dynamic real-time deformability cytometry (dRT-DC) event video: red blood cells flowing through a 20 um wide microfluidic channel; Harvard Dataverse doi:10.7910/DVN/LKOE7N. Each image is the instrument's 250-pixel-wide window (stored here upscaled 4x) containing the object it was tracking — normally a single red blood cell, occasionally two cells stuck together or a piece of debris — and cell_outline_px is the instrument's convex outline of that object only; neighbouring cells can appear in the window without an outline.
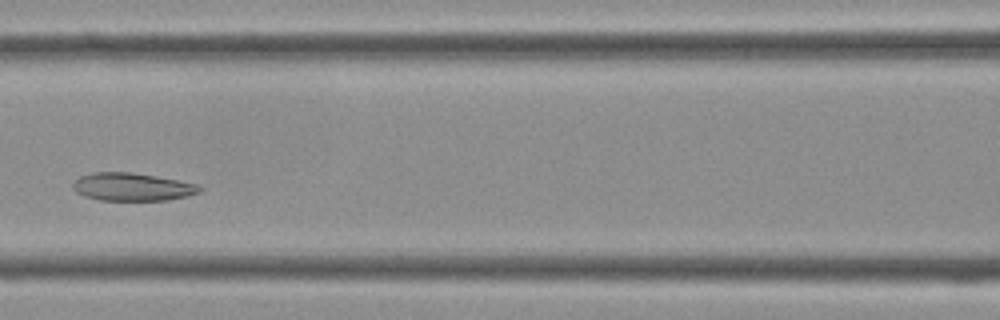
{"species": "Egyptian fruit bat (a non-hibernating species)", "species_latin": "Rousettus aegyptiacus", "temperature_condition": "cold", "stored_images_in_passage": 36, "camera_frame_rate_fps": 3000, "um_per_image_px": 0.085, "frame": {"image": 1, "passage_image": 13, "time_ms": 4.0, "image_size_px": [1000, 320], "cell_outline_px": [[204, 188], [200, 192], [188, 196], [168, 200], [100, 200], [84, 196], [76, 192], [72, 188], [72, 184], [80, 176], [92, 172], [128, 172], [156, 176], [196, 184]], "centroid_in_image_um": [11.23, 15.89], "position_along_channel_um": 155.4, "area_um2": 20.58}}
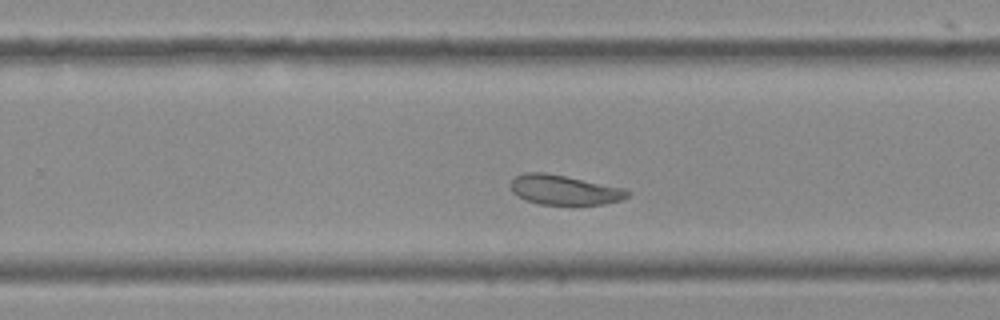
{"frame": {"image": 2, "passage_image": 21, "time_ms": 6.667, "image_size_px": [1000, 320], "cell_outline_px": [[632, 192], [628, 196], [620, 200], [604, 204], [540, 204], [524, 200], [512, 192], [512, 180], [516, 176], [524, 172], [544, 172], [624, 188]], "centroid_in_image_um": [47.96, 16.14], "position_along_channel_um": 281.8, "area_um2": 20.0}}
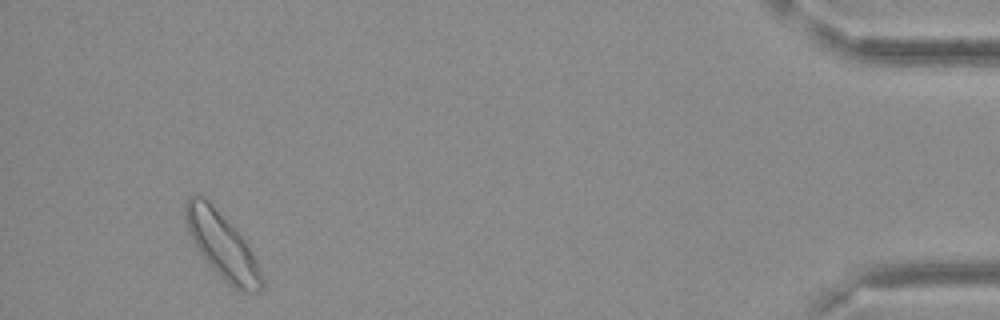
{"frame": {"image": 3, "passage_image": 34, "time_ms": 11.0, "image_size_px": [1000, 320], "cell_outline_px": [[264, 288], [256, 292], [244, 292], [228, 284], [216, 272], [200, 252], [188, 232], [184, 216], [184, 204], [188, 196], [200, 196], [244, 240], [264, 280]], "centroid_in_image_um": [18.86, 20.93], "position_along_channel_um": 416.3, "area_um2": 27.57}}